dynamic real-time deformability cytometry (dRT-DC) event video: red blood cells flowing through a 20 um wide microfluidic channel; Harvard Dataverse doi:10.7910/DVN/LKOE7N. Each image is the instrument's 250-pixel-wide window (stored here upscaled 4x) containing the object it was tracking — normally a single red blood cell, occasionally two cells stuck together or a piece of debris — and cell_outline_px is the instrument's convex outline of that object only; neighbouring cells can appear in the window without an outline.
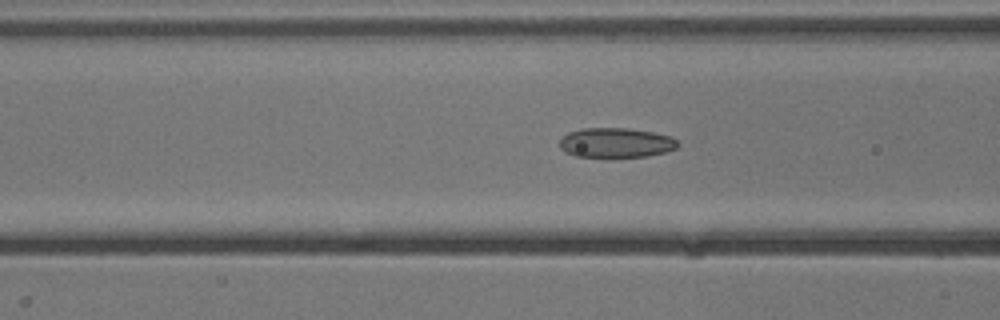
{"species": "common noctule bat (a hibernating species)", "species_latin": "Nyctalus noctula", "temperature_condition": "cold", "stored_images_in_passage": 28, "camera_frame_rate_fps": 3000, "um_per_image_px": 0.085, "animal": {"sex": "male", "body_mass_g": 13.3}, "frame": {"image": 1, "passage_image": 20, "time_ms": 6.333, "image_size_px": [1000, 320], "cell_outline_px": [[680, 144], [676, 148], [664, 152], [648, 156], [608, 160], [576, 156], [560, 148], [560, 140], [568, 132], [584, 128], [628, 128], [652, 132], [672, 136]], "centroid_in_image_um": [52.36, 12.17], "position_along_channel_um": 114.2, "area_um2": 21.21}}
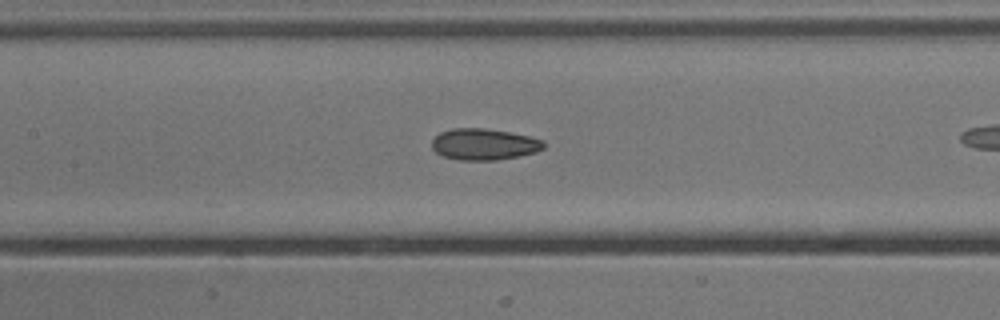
{"frame": {"image": 2, "passage_image": 24, "time_ms": 7.667, "image_size_px": [1000, 320], "cell_outline_px": [[544, 148], [536, 152], [520, 156], [496, 160], [460, 160], [444, 156], [436, 152], [432, 148], [432, 140], [440, 132], [452, 128], [484, 128], [508, 132], [528, 136], [544, 140]], "centroid_in_image_um": [41.14, 12.26], "position_along_channel_um": 166.3, "area_um2": 20.4}}